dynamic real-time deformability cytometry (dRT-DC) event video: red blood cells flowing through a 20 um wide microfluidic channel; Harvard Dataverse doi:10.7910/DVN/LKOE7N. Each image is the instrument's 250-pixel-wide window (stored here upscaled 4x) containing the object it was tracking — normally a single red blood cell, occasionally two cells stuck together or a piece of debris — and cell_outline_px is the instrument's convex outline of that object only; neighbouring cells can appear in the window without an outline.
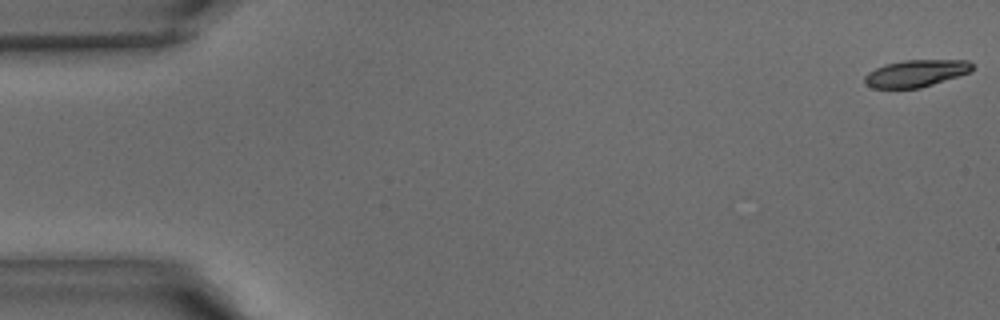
{"species": "common noctule bat (a hibernating species)", "species_latin": "Nyctalus noctula", "temperature_condition": "warm", "stored_images_in_passage": 6, "camera_frame_rate_fps": 3000, "um_per_image_px": 0.085, "animal": {"sex": "male", "body_mass_g": 15.6}, "frame": {"image": 1, "passage_image": 1, "time_ms": 0.0, "image_size_px": [1000, 320], "cell_outline_px": [[972, 68], [968, 72], [920, 88], [872, 88], [864, 84], [864, 76], [868, 72], [884, 64], [904, 60], [968, 60], [972, 64]], "centroid_in_image_um": [77.78, 6.23], "position_along_channel_um": 7.2, "area_um2": 16.76}}